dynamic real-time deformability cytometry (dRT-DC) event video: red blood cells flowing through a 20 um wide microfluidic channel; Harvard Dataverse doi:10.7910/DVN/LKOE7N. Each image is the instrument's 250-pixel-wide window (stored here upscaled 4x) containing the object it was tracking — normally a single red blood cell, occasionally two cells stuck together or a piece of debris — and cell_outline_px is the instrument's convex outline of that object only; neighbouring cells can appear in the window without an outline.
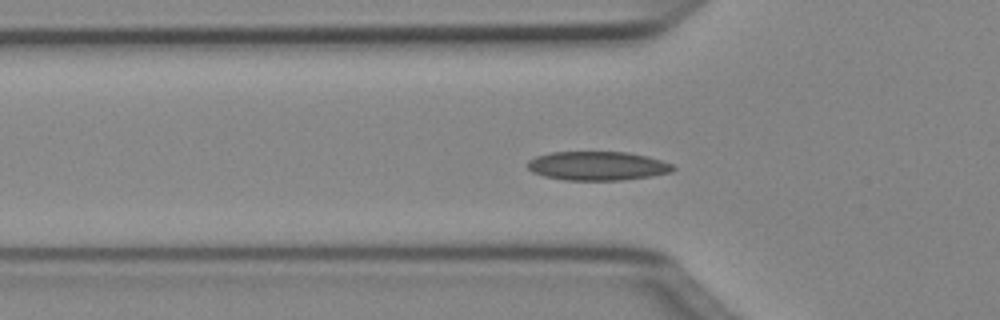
{"species": "Egyptian fruit bat (a non-hibernating species)", "species_latin": "Rousettus aegyptiacus", "temperature_condition": "cold", "stored_images_in_passage": 40, "camera_frame_rate_fps": 3000, "um_per_image_px": 0.085, "animal": {"sex": "female"}, "frame": {"image": 1, "passage_image": 5, "time_ms": 1.333, "image_size_px": [1000, 320], "cell_outline_px": [[676, 168], [672, 172], [652, 176], [620, 180], [564, 180], [544, 176], [532, 172], [528, 168], [528, 160], [536, 156], [552, 152], [628, 152], [648, 156], [672, 164]], "centroid_in_image_um": [50.8, 14.1], "position_along_channel_um": 75.0, "area_um2": 24.57}}
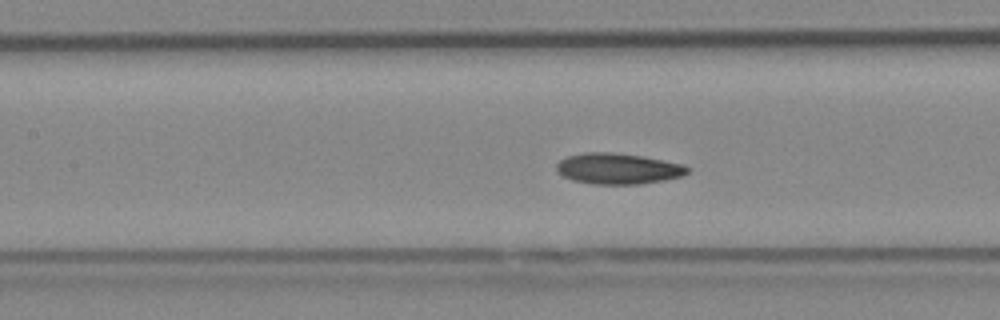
{"frame": {"image": 2, "passage_image": 11, "time_ms": 3.333, "image_size_px": [1000, 320], "cell_outline_px": [[688, 172], [680, 176], [664, 180], [640, 184], [592, 184], [572, 180], [556, 172], [556, 164], [560, 160], [568, 156], [584, 152], [612, 152], [644, 156], [684, 164], [688, 168]], "centroid_in_image_um": [52.5, 14.33], "position_along_channel_um": 154.9, "area_um2": 23.64}}
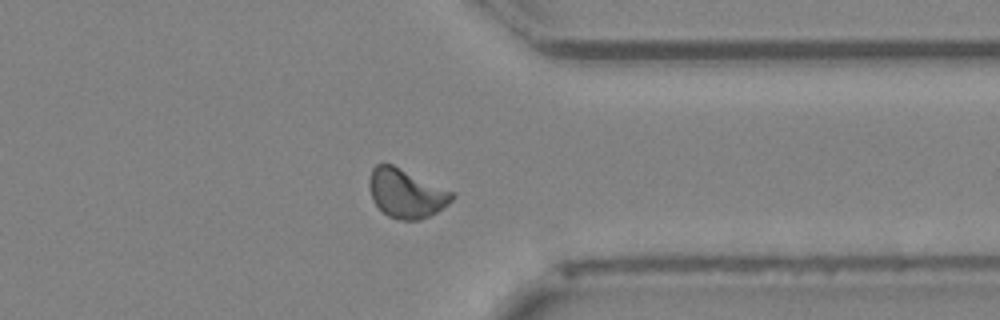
{"frame": {"image": 3, "passage_image": 28, "time_ms": 9.0, "image_size_px": [1000, 320], "cell_outline_px": [[456, 196], [444, 208], [420, 220], [400, 220], [388, 216], [372, 200], [368, 188], [368, 180], [372, 168], [376, 164], [392, 164], [452, 192]], "centroid_in_image_um": [34.49, 16.44], "position_along_channel_um": 376.9, "area_um2": 23.41}, "authors_computed_cell_mechanics": {"area_um2": 22.7732, "velocity_mm_per_s": 3.9874, "shape_relaxation_time_tau1_ms": 4.1039, "shape_relaxation_time_tau2_ms": 5.0969, "deformation_change_tau1": 0.0968, "deformation_change_tau2": 0.1003}}